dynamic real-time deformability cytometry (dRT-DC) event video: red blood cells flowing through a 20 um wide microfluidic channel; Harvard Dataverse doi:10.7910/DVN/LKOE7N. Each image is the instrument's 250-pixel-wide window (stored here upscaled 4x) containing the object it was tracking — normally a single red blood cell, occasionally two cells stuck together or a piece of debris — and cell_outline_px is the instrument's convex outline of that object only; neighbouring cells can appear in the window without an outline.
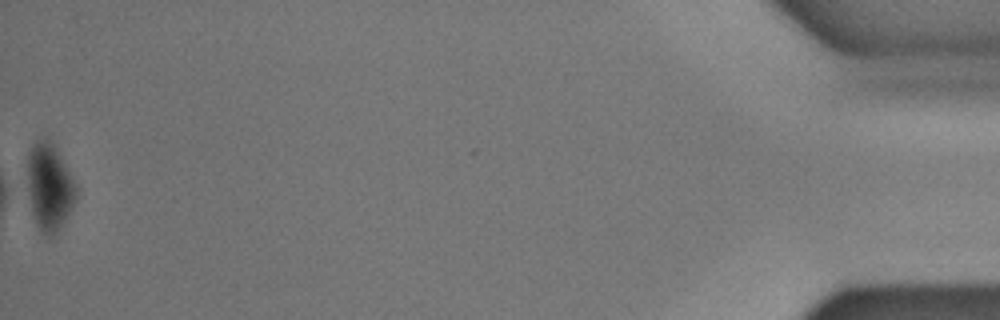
{"species": "common noctule bat (a hibernating species)", "species_latin": "Nyctalus noctula", "temperature_condition": "warm", "stored_images_in_passage": 57, "camera_frame_rate_fps": 3000, "um_per_image_px": 0.085, "animal": {"sex": "male", "body_mass_g": 17.9}, "frame": {"image": 1, "passage_image": 57, "time_ms": 18.667, "image_size_px": [1000, 320], "cell_outline_px": [[76, 196], [56, 236], [48, 236], [36, 224], [32, 212], [28, 188], [28, 156], [36, 140], [44, 136], [48, 136], [56, 148], [76, 188]], "centroid_in_image_um": [4.17, 15.86], "position_along_channel_um": 431.0, "area_um2": 23.93}}